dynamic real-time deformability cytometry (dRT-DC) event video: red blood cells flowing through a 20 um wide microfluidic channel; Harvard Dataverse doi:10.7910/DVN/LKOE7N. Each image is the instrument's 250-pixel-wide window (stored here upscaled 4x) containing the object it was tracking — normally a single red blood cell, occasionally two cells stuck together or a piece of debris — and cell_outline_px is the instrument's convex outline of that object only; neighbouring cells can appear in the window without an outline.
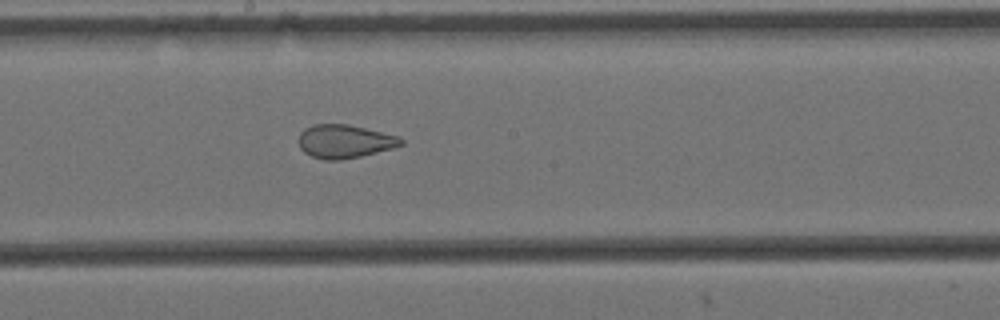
{"species": "Egyptian fruit bat (a non-hibernating species)", "species_latin": "Rousettus aegyptiacus", "temperature_condition": "cold", "stored_images_in_passage": 6, "camera_frame_rate_fps": 3000, "um_per_image_px": 0.085, "animal": {"sex": "female"}, "frame": {"image": 1, "passage_image": 6, "time_ms": 1.667, "image_size_px": [1000, 320], "cell_outline_px": [[404, 144], [392, 148], [360, 156], [340, 160], [324, 160], [312, 156], [304, 152], [300, 148], [300, 132], [304, 128], [312, 124], [348, 124], [396, 136], [404, 140]], "centroid_in_image_um": [29.26, 12.02], "position_along_channel_um": 218.9, "area_um2": 19.71}}